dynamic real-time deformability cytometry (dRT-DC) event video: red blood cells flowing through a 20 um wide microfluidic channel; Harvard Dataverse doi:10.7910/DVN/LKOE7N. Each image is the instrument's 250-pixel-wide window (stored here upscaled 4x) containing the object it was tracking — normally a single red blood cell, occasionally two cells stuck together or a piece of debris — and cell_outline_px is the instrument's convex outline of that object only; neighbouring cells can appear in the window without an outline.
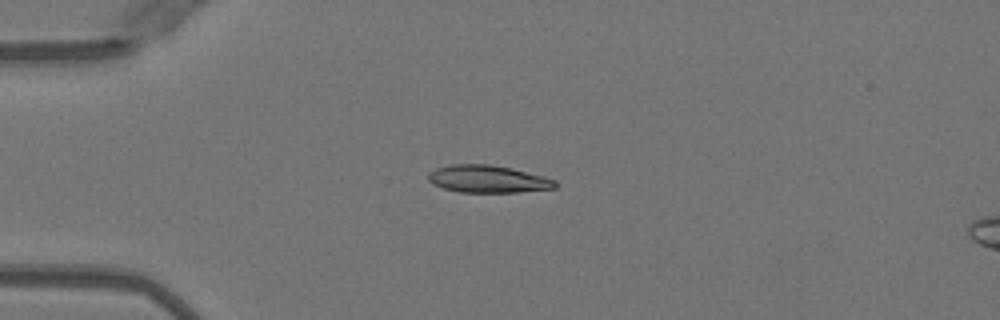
{"species": "Egyptian fruit bat (a non-hibernating species)", "species_latin": "Rousettus aegyptiacus", "temperature_condition": "warm", "stored_images_in_passage": 49, "camera_frame_rate_fps": 3000, "um_per_image_px": 0.085, "animal": {"sex": "female"}, "frame": {"image": 1, "passage_image": 12, "time_ms": 3.667, "image_size_px": [1000, 320], "cell_outline_px": [[560, 184], [556, 188], [520, 192], [460, 192], [444, 188], [432, 184], [428, 180], [428, 172], [436, 168], [448, 164], [488, 164], [512, 168], [544, 176], [556, 180]], "centroid_in_image_um": [41.49, 15.21], "position_along_channel_um": 43.5, "area_um2": 20.52}}
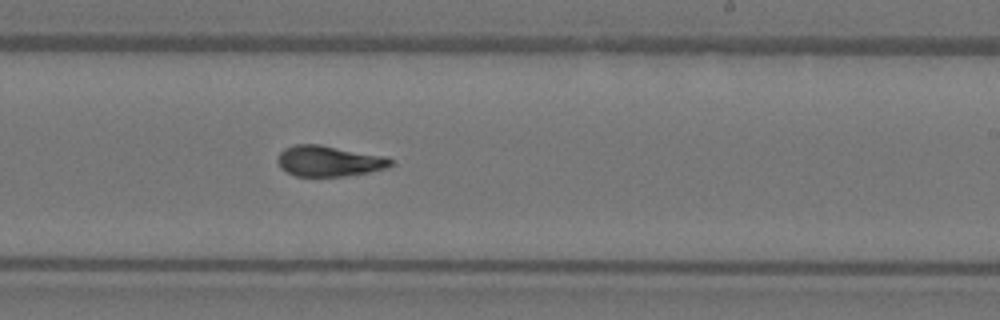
{"frame": {"image": 2, "passage_image": 30, "time_ms": 9.667, "image_size_px": [1000, 320], "cell_outline_px": [[396, 164], [384, 168], [368, 172], [344, 176], [296, 176], [280, 168], [276, 160], [280, 152], [284, 148], [296, 144], [320, 144], [388, 156]], "centroid_in_image_um": [27.97, 13.67], "position_along_channel_um": 261.0, "area_um2": 20.46}}
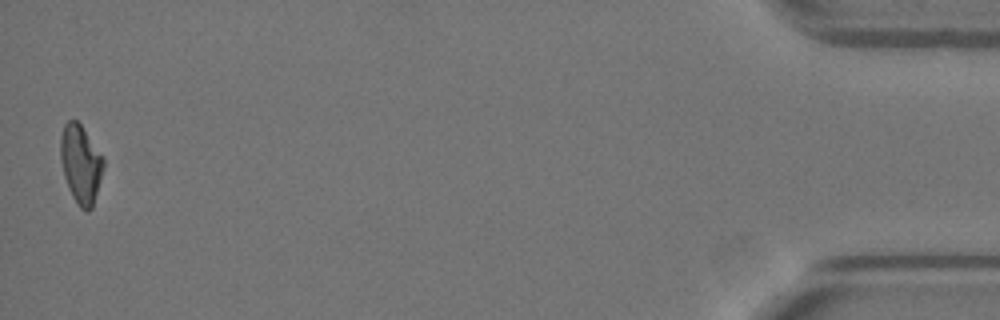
{"frame": {"image": 3, "passage_image": 49, "time_ms": 16.0, "image_size_px": [1000, 320], "cell_outline_px": [[104, 168], [92, 208], [88, 212], [80, 208], [72, 196], [68, 188], [64, 176], [60, 160], [60, 136], [64, 124], [68, 120], [76, 120], [80, 124], [104, 156]], "centroid_in_image_um": [6.86, 13.94], "position_along_channel_um": 428.3, "area_um2": 19.83}, "authors_computed_cell_mechanics": {"area_um2": 19.9988, "velocity_mm_per_s": 4.0364, "shape_relaxation_time_tau1_ms": 7.216, "shape_relaxation_time_tau2_ms": 0.8003, "deformation_change_tau1": 0.2278, "deformation_change_tau2": 0.0698}}